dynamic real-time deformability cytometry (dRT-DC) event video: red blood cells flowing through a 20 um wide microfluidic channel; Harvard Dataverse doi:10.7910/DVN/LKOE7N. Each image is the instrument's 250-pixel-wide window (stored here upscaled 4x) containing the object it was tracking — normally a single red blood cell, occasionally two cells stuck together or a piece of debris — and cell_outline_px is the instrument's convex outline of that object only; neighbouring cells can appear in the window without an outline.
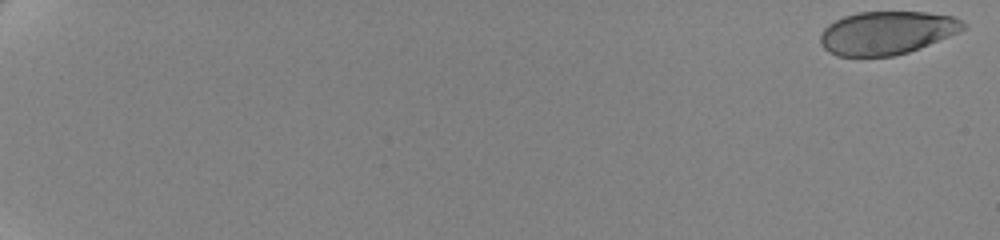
{"species": "human", "species_latin": "Homo sapiens", "temperature_condition": "cold", "stored_images_in_passage": 61, "camera_frame_rate_fps": 3000, "um_per_image_px": 0.085, "donor": {"sex": "female"}, "frame": {"image": 1, "passage_image": 1, "time_ms": 0.0, "image_size_px": [1000, 240], "cell_outline_px": [[964, 28], [948, 36], [908, 52], [892, 56], [836, 56], [828, 52], [820, 44], [820, 36], [824, 28], [828, 24], [844, 16], [856, 12], [924, 12], [952, 16], [960, 20], [964, 24]], "centroid_in_image_um": [75.3, 2.79], "position_along_channel_um": 9.7, "area_um2": 35.6}}
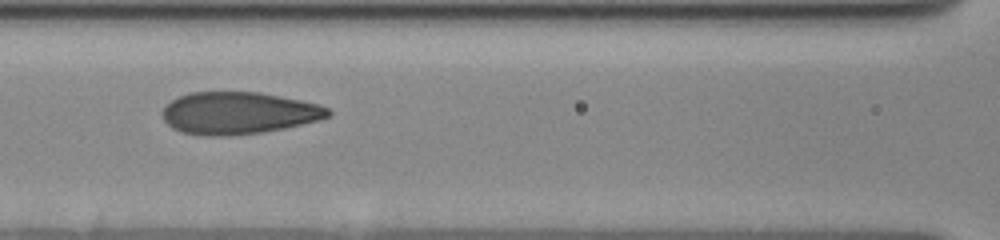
{"frame": {"image": 2, "passage_image": 32, "time_ms": 10.333, "image_size_px": [1000, 240], "cell_outline_px": [[332, 116], [284, 128], [264, 132], [228, 136], [208, 136], [180, 132], [172, 128], [164, 120], [160, 112], [172, 100], [188, 92], [260, 92], [320, 104], [328, 108], [332, 112]], "centroid_in_image_um": [20.26, 9.61], "position_along_channel_um": 146.3, "area_um2": 40.81}}
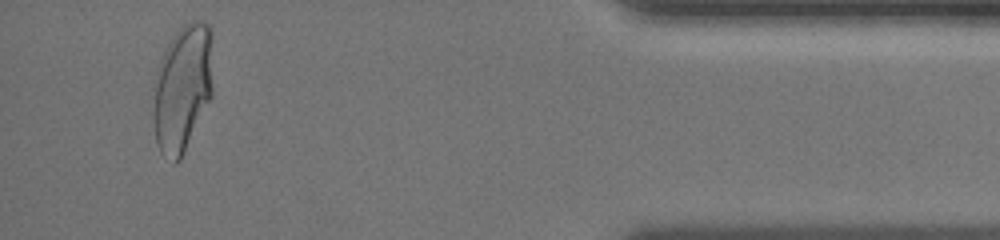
{"frame": {"image": 3, "passage_image": 59, "time_ms": 19.333, "image_size_px": [1000, 240], "cell_outline_px": [[212, 96], [180, 160], [176, 164], [172, 164], [160, 152], [156, 144], [152, 88], [152, 80], [156, 68], [164, 48], [172, 36], [184, 24], [192, 20], [200, 20], [212, 24]], "centroid_in_image_um": [15.5, 7.44], "position_along_channel_um": 419.7, "area_um2": 45.49}, "authors_computed_cell_mechanics": {"area_um2": 39.8242, "velocity_mm_per_s": 3.4899, "shape_relaxation_time_tau1_ms": 6.0712, "shape_relaxation_time_tau2_ms": null, "deformation_change_tau1": 0.192, "deformation_change_tau2": null}}